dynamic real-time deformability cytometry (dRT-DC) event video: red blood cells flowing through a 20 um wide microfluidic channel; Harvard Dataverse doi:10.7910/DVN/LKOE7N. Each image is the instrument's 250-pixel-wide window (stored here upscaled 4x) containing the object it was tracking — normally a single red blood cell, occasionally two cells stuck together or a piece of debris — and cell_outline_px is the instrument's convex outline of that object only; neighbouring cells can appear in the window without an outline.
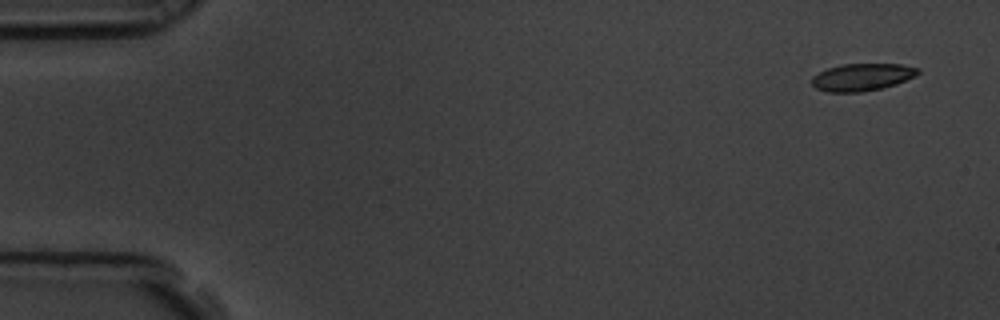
{"species": "common noctule bat (a hibernating species)", "species_latin": "Nyctalus noctula", "temperature_condition": "room temperature", "stored_images_in_passage": 6, "segment_of_instrument_passage": [1, 2], "camera_frame_rate_fps": 3000, "um_per_image_px": 0.085, "animal": {"sex": "male", "body_mass_g": 19.5, "forearm_length_mm": 54.6}, "frame": {"image": 1, "passage_image": 1, "time_ms": 0.0, "image_size_px": [1000, 320], "cell_outline_px": [[920, 72], [916, 76], [896, 84], [880, 88], [860, 92], [828, 92], [816, 88], [812, 84], [812, 76], [828, 68], [840, 64], [900, 64], [920, 68]], "centroid_in_image_um": [73.29, 6.55], "position_along_channel_um": 11.7, "area_um2": 16.88}}